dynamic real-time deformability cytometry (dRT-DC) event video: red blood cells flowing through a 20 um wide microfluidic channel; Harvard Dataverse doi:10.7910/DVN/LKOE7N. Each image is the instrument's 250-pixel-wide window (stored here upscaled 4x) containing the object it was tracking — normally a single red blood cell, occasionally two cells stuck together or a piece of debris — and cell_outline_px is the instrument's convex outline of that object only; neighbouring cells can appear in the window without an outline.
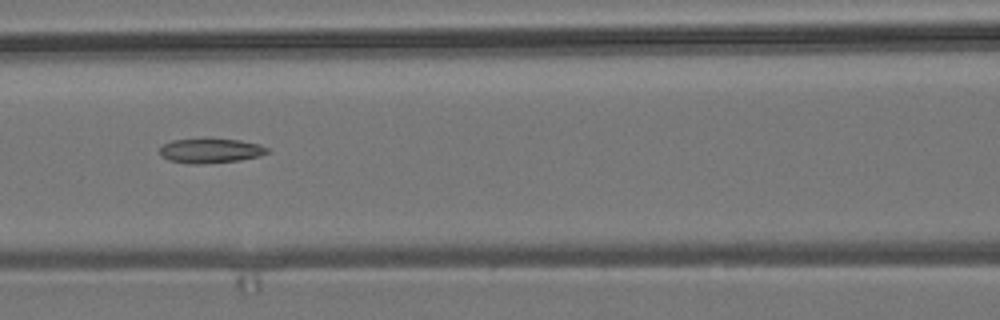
{"species": "common noctule bat (a hibernating species)", "species_latin": "Nyctalus noctula", "temperature_condition": "room temperature", "stored_images_in_passage": 7, "camera_frame_rate_fps": 3000, "um_per_image_px": 0.085, "animal": {"sex": "male", "body_mass_g": 19.2, "forearm_length_mm": 51.8}, "frame": {"image": 1, "passage_image": 4, "time_ms": 3.333, "image_size_px": [1000, 320], "cell_outline_px": [[268, 152], [260, 156], [240, 160], [200, 164], [188, 164], [168, 160], [160, 156], [160, 148], [164, 144], [172, 140], [240, 140], [260, 144], [268, 148]], "centroid_in_image_um": [17.89, 12.84], "position_along_channel_um": 148.7, "area_um2": 15.14}}
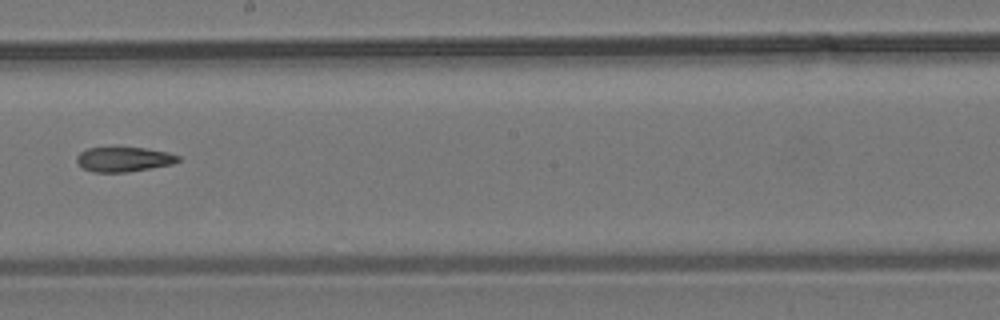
{"frame": {"image": 2, "passage_image": 6, "time_ms": 5.667, "image_size_px": [1000, 320], "cell_outline_px": [[180, 160], [172, 164], [124, 172], [92, 172], [84, 168], [76, 160], [76, 156], [80, 152], [88, 148], [144, 148], [168, 152], [180, 156]], "centroid_in_image_um": [10.52, 13.54], "position_along_channel_um": 237.7, "area_um2": 14.33}}
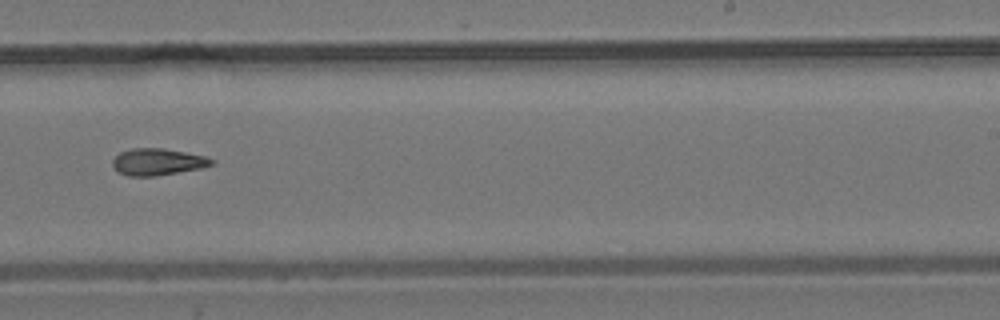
{"frame": {"image": 3, "passage_image": 7, "time_ms": 6.667, "image_size_px": [1000, 320], "cell_outline_px": [[216, 164], [200, 168], [156, 176], [128, 176], [116, 172], [112, 164], [112, 160], [120, 152], [132, 148], [164, 148], [208, 156], [216, 160]], "centroid_in_image_um": [13.43, 13.75], "position_along_channel_um": 275.6, "area_um2": 15.72}}